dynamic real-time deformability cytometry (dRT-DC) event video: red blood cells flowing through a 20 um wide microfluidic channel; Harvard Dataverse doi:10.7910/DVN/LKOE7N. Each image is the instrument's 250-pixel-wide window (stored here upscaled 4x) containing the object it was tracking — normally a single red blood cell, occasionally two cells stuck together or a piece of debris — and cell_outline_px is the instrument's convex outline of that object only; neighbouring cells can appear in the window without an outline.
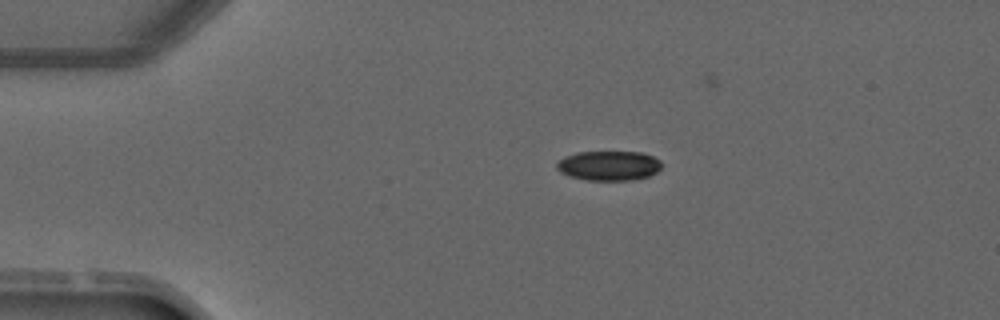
{"species": "common noctule bat (a hibernating species)", "species_latin": "Nyctalus noctula", "temperature_condition": "warm", "stored_images_in_passage": 3, "camera_frame_rate_fps": 3000, "um_per_image_px": 0.085, "animal": {"sex": "male", "forearm_length_mm": 52.5}, "frame": {"image": 1, "passage_image": 2, "time_ms": 2.0, "image_size_px": [1000, 320], "cell_outline_px": [[660, 168], [656, 172], [648, 176], [632, 180], [588, 180], [568, 176], [560, 172], [556, 168], [556, 164], [564, 156], [576, 152], [644, 152], [660, 160]], "centroid_in_image_um": [51.72, 14.08], "position_along_channel_um": 33.3, "area_um2": 18.15}}